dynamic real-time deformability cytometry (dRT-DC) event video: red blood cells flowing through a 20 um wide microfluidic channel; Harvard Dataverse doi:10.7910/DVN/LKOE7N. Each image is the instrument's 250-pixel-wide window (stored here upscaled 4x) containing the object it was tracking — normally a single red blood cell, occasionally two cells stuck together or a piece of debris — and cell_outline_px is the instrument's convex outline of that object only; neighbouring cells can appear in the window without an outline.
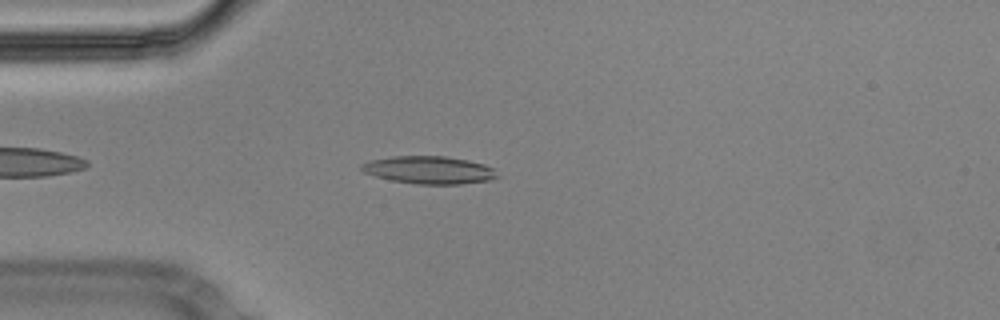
{"species": "Egyptian fruit bat (a non-hibernating species)", "species_latin": "Rousettus aegyptiacus", "temperature_condition": "cold", "stored_images_in_passage": 47, "camera_frame_rate_fps": 3000, "um_per_image_px": 0.085, "animal": {"sex": "male"}, "frame": {"image": 1, "passage_image": 6, "time_ms": 1.667, "image_size_px": [1000, 320], "cell_outline_px": [[500, 176], [492, 180], [460, 184], [416, 184], [392, 180], [376, 176], [364, 172], [360, 168], [360, 164], [372, 160], [392, 156], [444, 156], [468, 160], [484, 164], [492, 168]], "centroid_in_image_um": [36.5, 14.45], "position_along_channel_um": 48.5, "area_um2": 21.85}}
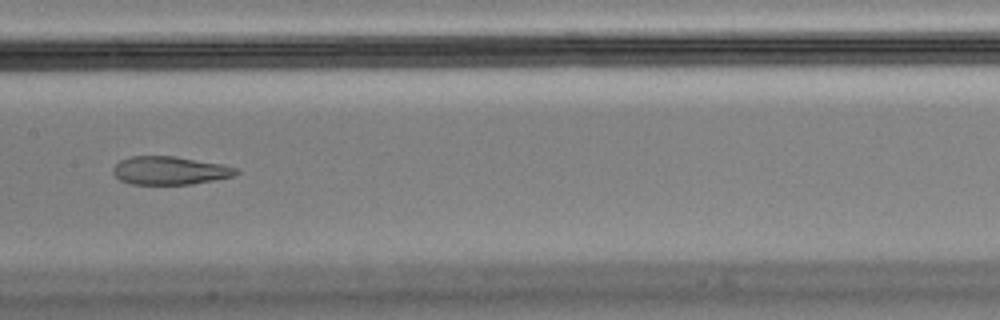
{"frame": {"image": 2, "passage_image": 19, "time_ms": 6.0, "image_size_px": [1000, 320], "cell_outline_px": [[240, 172], [236, 176], [192, 184], [132, 184], [120, 180], [112, 172], [112, 168], [120, 160], [132, 156], [176, 156], [224, 164], [240, 168]], "centroid_in_image_um": [14.5, 14.49], "position_along_channel_um": 192.9, "area_um2": 20.52}}
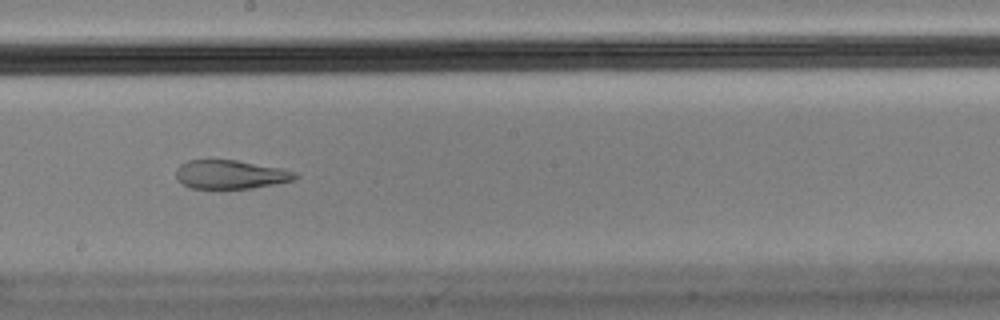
{"frame": {"image": 3, "passage_image": 22, "time_ms": 7.0, "image_size_px": [1000, 320], "cell_outline_px": [[300, 176], [296, 180], [276, 184], [252, 188], [192, 188], [184, 184], [176, 176], [176, 168], [180, 164], [188, 160], [208, 156], [236, 160], [280, 168], [296, 172]], "centroid_in_image_um": [19.58, 14.78], "position_along_channel_um": 228.6, "area_um2": 20.58}, "authors_computed_cell_mechanics": {"area_um2": 21.8484, "velocity_mm_per_s": 3.5956, "shape_relaxation_time_tau1_ms": null, "shape_relaxation_time_tau2_ms": 1.7141, "deformation_change_tau1": null, "deformation_change_tau2": 0.1037}}